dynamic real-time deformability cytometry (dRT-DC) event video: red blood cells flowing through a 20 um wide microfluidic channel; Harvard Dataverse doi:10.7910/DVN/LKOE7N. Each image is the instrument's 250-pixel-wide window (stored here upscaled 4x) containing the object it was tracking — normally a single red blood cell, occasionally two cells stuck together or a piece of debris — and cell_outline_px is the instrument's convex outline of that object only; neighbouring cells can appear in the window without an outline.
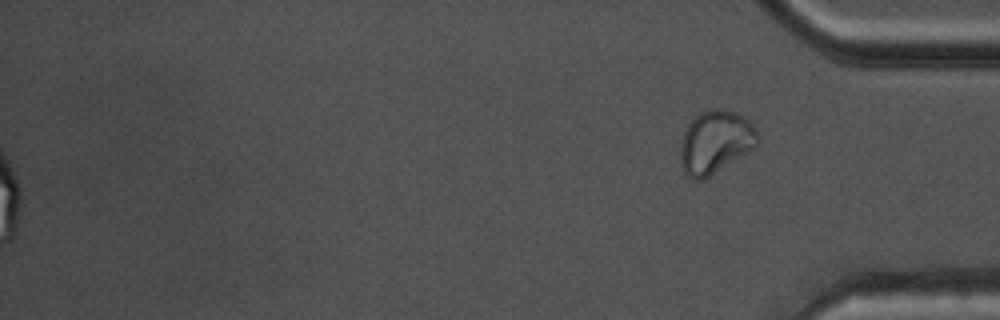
{"species": "common noctule bat (a hibernating species)", "species_latin": "Nyctalus noctula", "temperature_condition": "warm", "stored_images_in_passage": 56, "segment_of_instrument_passage": [2, 2], "camera_frame_rate_fps": 3000, "um_per_image_px": 0.085, "animal": {"sex": "male", "body_mass_g": 17.5, "forearm_length_mm": 52.3}, "frame": {"image": 1, "passage_image": 56, "time_ms": 18.333, "image_size_px": [1000, 320], "cell_outline_px": [[760, 140], [752, 148], [708, 176], [700, 180], [692, 180], [684, 172], [680, 164], [680, 148], [684, 132], [688, 124], [700, 112], [716, 108], [736, 112], [748, 120], [752, 124]], "centroid_in_image_um": [60.77, 12.06], "position_along_channel_um": 374.4, "area_um2": 27.74}}